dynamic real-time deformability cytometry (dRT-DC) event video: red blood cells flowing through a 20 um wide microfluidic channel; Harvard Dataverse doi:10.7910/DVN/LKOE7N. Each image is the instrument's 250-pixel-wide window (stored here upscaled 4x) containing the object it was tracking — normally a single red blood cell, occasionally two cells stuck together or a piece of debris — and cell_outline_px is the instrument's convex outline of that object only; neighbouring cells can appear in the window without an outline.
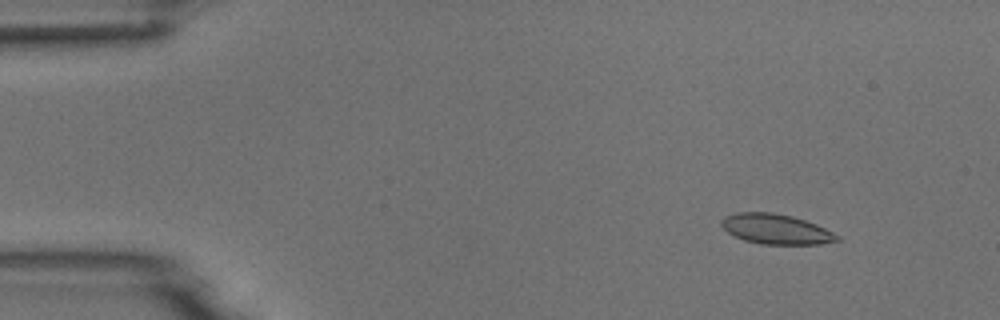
{"species": "common noctule bat (a hibernating species)", "species_latin": "Nyctalus noctula", "temperature_condition": "room temperature", "stored_images_in_passage": 4, "camera_frame_rate_fps": 3000, "um_per_image_px": 0.085, "animal": {"sex": "male", "body_mass_g": 18.8}, "frame": {"image": 1, "passage_image": 1, "time_ms": 0.0, "image_size_px": [1000, 320], "cell_outline_px": [[840, 240], [820, 244], [760, 244], [744, 240], [728, 232], [720, 224], [720, 220], [724, 216], [736, 212], [772, 212], [792, 216], [816, 224], [840, 236]], "centroid_in_image_um": [65.94, 19.47], "position_along_channel_um": 19.1, "area_um2": 20.23}}
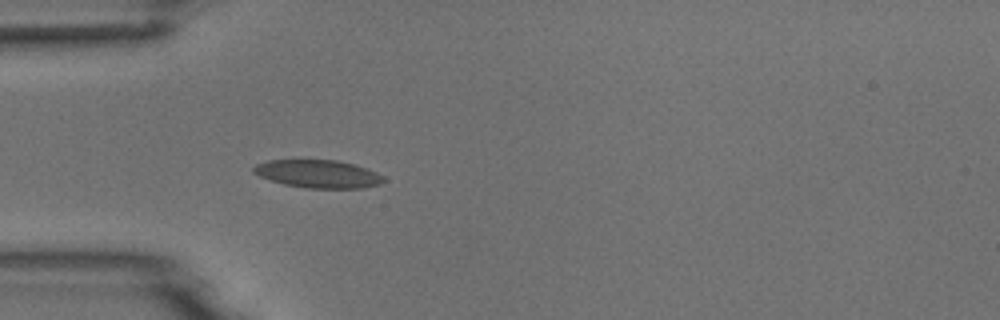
{"frame": {"image": 2, "passage_image": 4, "time_ms": 3.333, "image_size_px": [1000, 320], "cell_outline_px": [[388, 180], [380, 184], [360, 188], [304, 188], [284, 184], [260, 176], [252, 172], [252, 168], [256, 164], [268, 160], [300, 156], [336, 160], [352, 164], [376, 172], [384, 176]], "centroid_in_image_um": [26.98, 14.73], "position_along_channel_um": 58.0, "area_um2": 22.08}}